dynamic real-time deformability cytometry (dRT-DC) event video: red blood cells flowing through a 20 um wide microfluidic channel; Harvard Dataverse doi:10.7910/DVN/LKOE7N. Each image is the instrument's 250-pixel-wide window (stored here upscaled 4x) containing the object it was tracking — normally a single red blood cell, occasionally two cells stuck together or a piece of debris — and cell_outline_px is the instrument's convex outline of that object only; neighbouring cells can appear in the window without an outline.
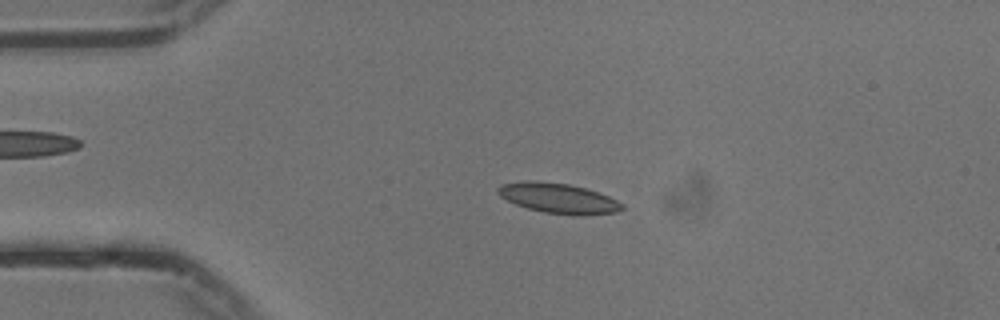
{"species": "common noctule bat (a hibernating species)", "species_latin": "Nyctalus noctula", "temperature_condition": "cold", "stored_images_in_passage": 41, "camera_frame_rate_fps": 3000, "um_per_image_px": 0.085, "animal": {"sex": "male", "body_mass_g": 13.3}, "frame": {"image": 1, "passage_image": 5, "time_ms": 1.333, "image_size_px": [1000, 320], "cell_outline_px": [[624, 208], [616, 212], [576, 216], [572, 216], [544, 212], [528, 208], [516, 204], [500, 196], [496, 192], [496, 188], [504, 184], [528, 180], [536, 180], [568, 184], [584, 188], [608, 196], [624, 204]], "centroid_in_image_um": [47.46, 16.85], "position_along_channel_um": 37.5, "area_um2": 21.68}}
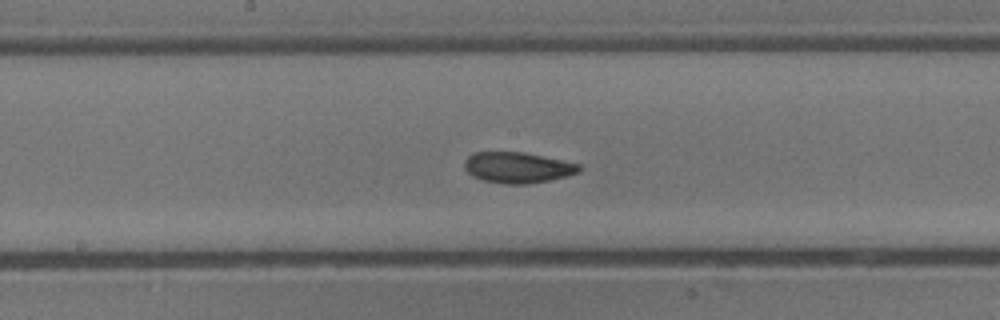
{"frame": {"image": 2, "passage_image": 21, "time_ms": 6.667, "image_size_px": [1000, 320], "cell_outline_px": [[580, 172], [548, 180], [528, 184], [504, 184], [484, 180], [472, 176], [464, 168], [464, 160], [472, 152], [524, 152], [580, 164]], "centroid_in_image_um": [43.95, 14.23], "position_along_channel_um": 204.2, "area_um2": 20.52}}
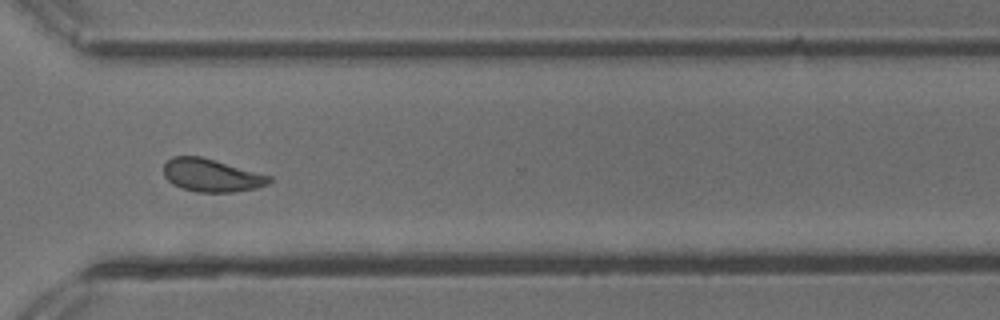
{"frame": {"image": 3, "passage_image": 33, "time_ms": 10.667, "image_size_px": [1000, 320], "cell_outline_px": [[272, 180], [268, 184], [256, 188], [232, 192], [196, 192], [180, 188], [172, 184], [164, 176], [164, 164], [172, 156], [200, 156], [272, 176]], "centroid_in_image_um": [17.96, 14.91], "position_along_channel_um": 352.6, "area_um2": 20.23}, "authors_computed_cell_mechanics": {"area_um2": 20.3456, "velocity_mm_per_s": 3.7201, "shape_relaxation_time_tau1_ms": 3.5792, "shape_relaxation_time_tau2_ms": 2.0877, "deformation_change_tau1": 0.1271, "deformation_change_tau2": 0.0724}}